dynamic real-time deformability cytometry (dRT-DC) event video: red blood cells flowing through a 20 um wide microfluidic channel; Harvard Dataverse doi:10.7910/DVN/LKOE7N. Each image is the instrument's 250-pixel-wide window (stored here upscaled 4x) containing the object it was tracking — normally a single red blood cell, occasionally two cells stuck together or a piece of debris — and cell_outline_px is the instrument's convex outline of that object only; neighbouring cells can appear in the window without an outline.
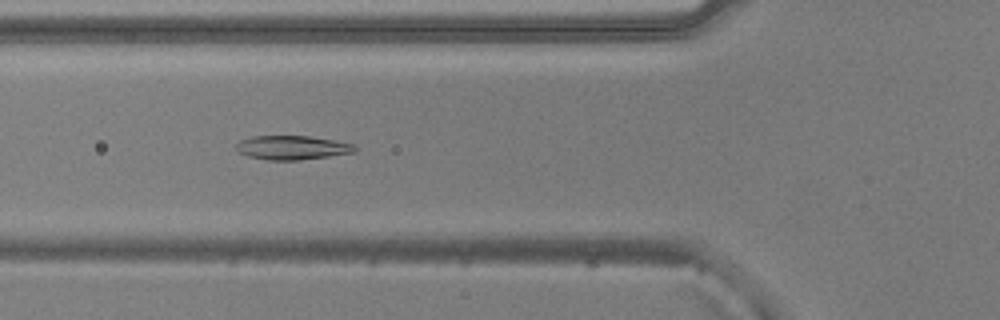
{"species": "common noctule bat (a hibernating species)", "species_latin": "Nyctalus noctula", "temperature_condition": "warm", "stored_images_in_passage": 50, "camera_frame_rate_fps": 3000, "um_per_image_px": 0.085, "animal": {"sex": "male", "body_mass_g": 20.5, "forearm_length_mm": 52.5}, "frame": {"image": 1, "passage_image": 17, "time_ms": 5.333, "image_size_px": [1000, 320], "cell_outline_px": [[356, 152], [328, 156], [296, 160], [268, 160], [248, 156], [240, 152], [236, 148], [236, 144], [240, 140], [252, 136], [308, 136], [356, 144]], "centroid_in_image_um": [24.84, 12.54], "position_along_channel_um": 101.0, "area_um2": 16.47}}
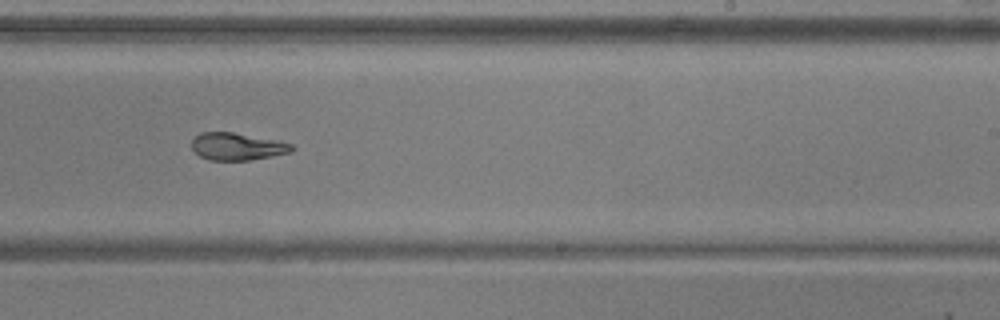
{"frame": {"image": 2, "passage_image": 30, "time_ms": 9.667, "image_size_px": [1000, 320], "cell_outline_px": [[296, 148], [292, 152], [272, 156], [248, 160], [208, 160], [200, 156], [192, 148], [192, 140], [200, 132], [232, 132], [276, 140], [292, 144]], "centroid_in_image_um": [20.17, 12.45], "position_along_channel_um": 268.8, "area_um2": 15.9}}
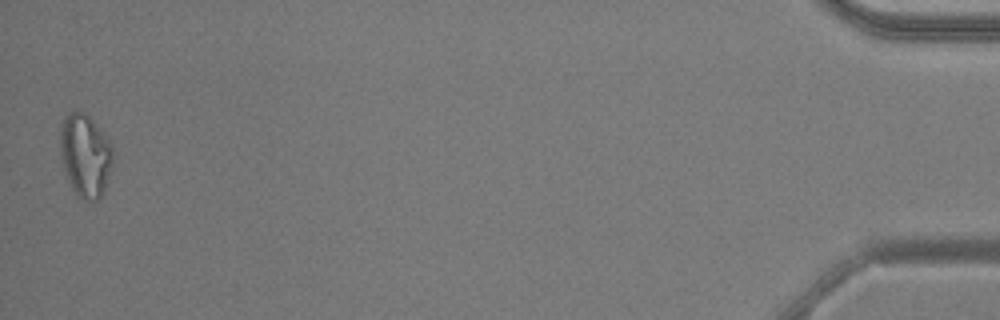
{"frame": {"image": 3, "passage_image": 50, "time_ms": 16.333, "image_size_px": [1000, 320], "cell_outline_px": [[112, 164], [104, 192], [96, 200], [84, 200], [76, 196], [72, 188], [64, 168], [60, 152], [60, 124], [64, 116], [72, 112], [84, 112], [92, 120], [112, 144]], "centroid_in_image_um": [7.24, 13.21], "position_along_channel_um": 428.0, "area_um2": 25.32}, "authors_computed_cell_mechanics": {"area_um2": 17.7735, "velocity_mm_per_s": 3.8715, "shape_relaxation_time_tau1_ms": 7.3438, "shape_relaxation_time_tau2_ms": 2.6336, "deformation_change_tau1": 0.2129, "deformation_change_tau2": 0.0818}}